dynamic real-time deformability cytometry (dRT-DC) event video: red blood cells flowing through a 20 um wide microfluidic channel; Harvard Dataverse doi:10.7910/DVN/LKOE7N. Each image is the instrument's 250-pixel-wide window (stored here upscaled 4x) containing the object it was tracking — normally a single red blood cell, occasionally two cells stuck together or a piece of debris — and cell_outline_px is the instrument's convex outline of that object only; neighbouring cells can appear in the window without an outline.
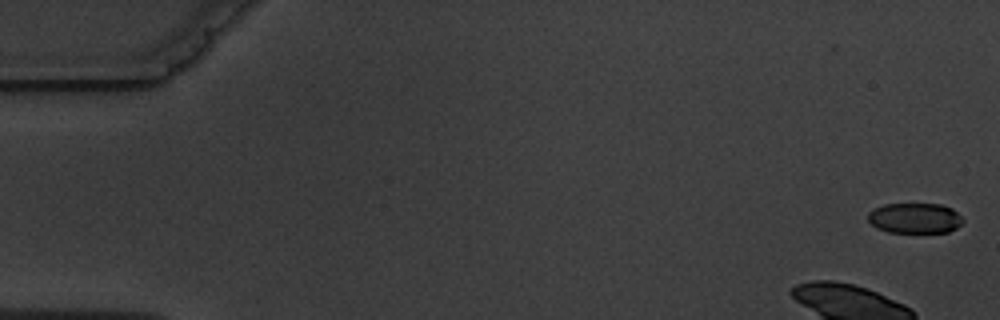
{"species": "common noctule bat (a hibernating species)", "species_latin": "Nyctalus noctula", "temperature_condition": "warm", "stored_images_in_passage": 4, "camera_frame_rate_fps": 3000, "um_per_image_px": 0.085, "animal": {"sex": "male", "body_mass_g": 19.5, "forearm_length_mm": 54.6}, "frame": {"image": 1, "passage_image": 1, "time_ms": 0.0, "image_size_px": [1000, 320], "cell_outline_px": [[964, 220], [956, 228], [948, 232], [888, 232], [876, 228], [868, 220], [868, 212], [884, 204], [940, 204], [952, 208]], "centroid_in_image_um": [77.75, 18.54], "position_along_channel_um": 7.2, "area_um2": 16.7}}